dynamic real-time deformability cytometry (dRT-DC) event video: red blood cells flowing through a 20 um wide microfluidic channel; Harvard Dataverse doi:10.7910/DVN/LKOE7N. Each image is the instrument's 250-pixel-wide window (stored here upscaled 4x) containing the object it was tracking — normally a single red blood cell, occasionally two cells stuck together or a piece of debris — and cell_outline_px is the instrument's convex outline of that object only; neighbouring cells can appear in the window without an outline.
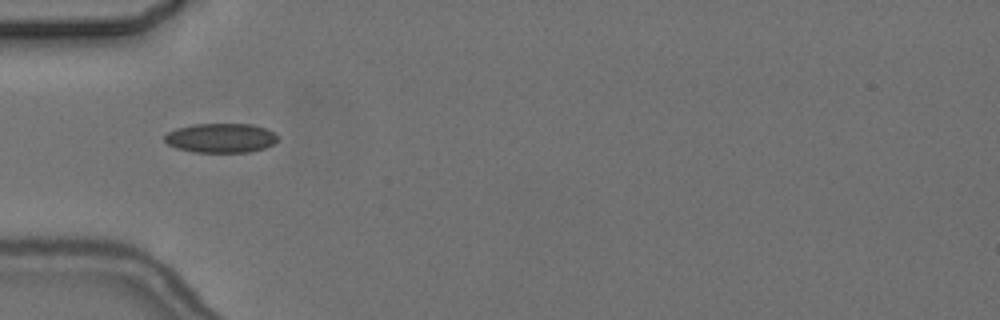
{"species": "common noctule bat (a hibernating species)", "species_latin": "Nyctalus noctula", "temperature_condition": "cold", "stored_images_in_passage": 8, "camera_frame_rate_fps": 3000, "um_per_image_px": 0.085, "animal": {"sex": "female", "body_mass_g": 24.6, "forearm_length_mm": 56.2}, "frame": {"image": 1, "passage_image": 3, "time_ms": 3.333, "image_size_px": [1000, 320], "cell_outline_px": [[280, 140], [264, 148], [248, 152], [192, 152], [176, 148], [168, 144], [164, 140], [164, 136], [168, 132], [176, 128], [192, 124], [252, 124], [276, 132], [280, 136]], "centroid_in_image_um": [18.79, 11.72], "position_along_channel_um": 66.2, "area_um2": 19.59}}
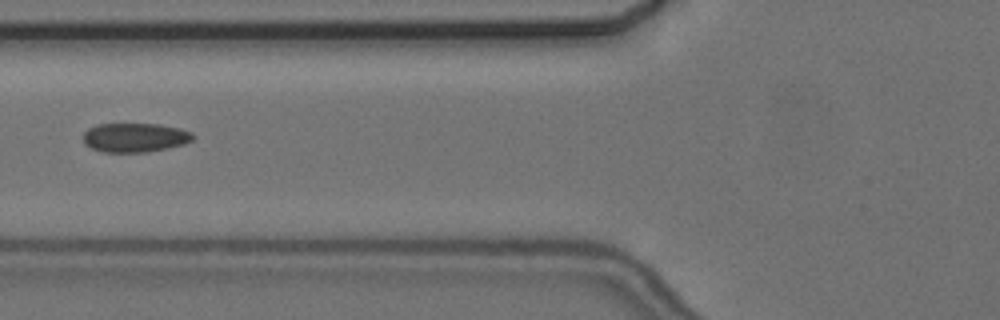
{"frame": {"image": 2, "passage_image": 4, "time_ms": 4.667, "image_size_px": [1000, 320], "cell_outline_px": [[196, 136], [192, 140], [184, 144], [168, 148], [148, 152], [104, 152], [92, 148], [84, 144], [84, 132], [88, 128], [96, 124], [160, 124], [180, 128], [192, 132]], "centroid_in_image_um": [11.49, 11.69], "position_along_channel_um": 114.3, "area_um2": 18.79}}
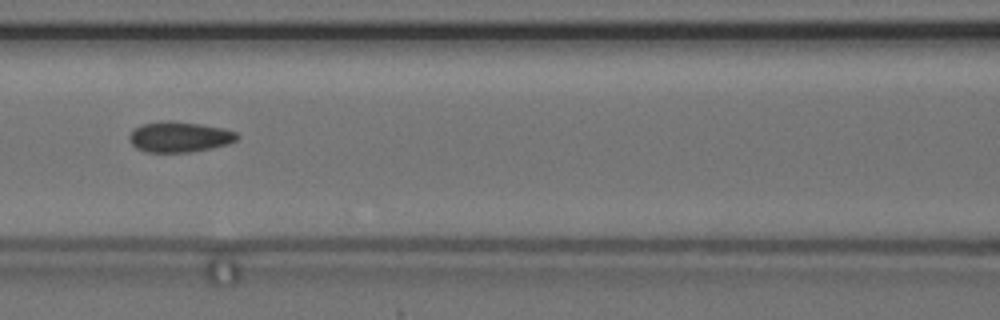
{"frame": {"image": 3, "passage_image": 5, "time_ms": 5.667, "image_size_px": [1000, 320], "cell_outline_px": [[240, 136], [236, 140], [228, 144], [212, 148], [188, 152], [144, 152], [136, 148], [128, 140], [128, 136], [140, 124], [164, 120], [168, 120], [200, 124], [224, 128], [236, 132]], "centroid_in_image_um": [15.24, 11.63], "position_along_channel_um": 151.4, "area_um2": 19.31}}